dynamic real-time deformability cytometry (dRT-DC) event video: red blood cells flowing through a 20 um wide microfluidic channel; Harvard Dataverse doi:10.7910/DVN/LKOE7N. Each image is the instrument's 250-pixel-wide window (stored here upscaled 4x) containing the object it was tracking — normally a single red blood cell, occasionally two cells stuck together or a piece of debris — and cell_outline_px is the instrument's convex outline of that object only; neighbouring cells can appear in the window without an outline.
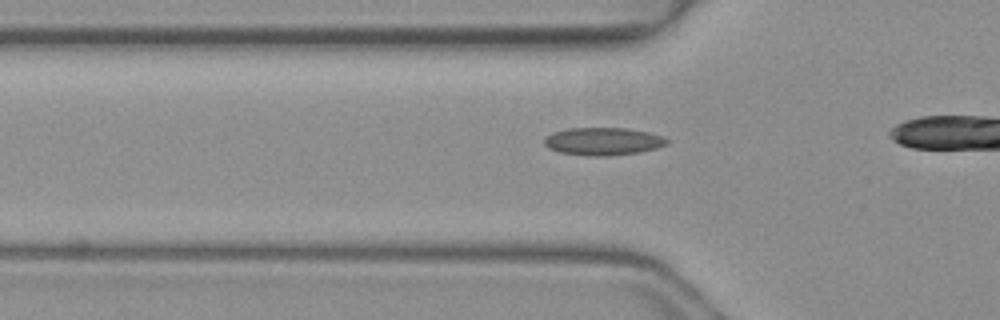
{"species": "common noctule bat (a hibernating species)", "species_latin": "Nyctalus noctula", "temperature_condition": "warm", "stored_images_in_passage": 13, "camera_frame_rate_fps": 3000, "um_per_image_px": 0.085, "animal": {"sex": "female", "body_mass_g": 19.3, "forearm_length_mm": 54.1}, "frame": {"image": 1, "passage_image": 8, "time_ms": 2.333, "image_size_px": [1000, 320], "cell_outline_px": [[668, 144], [656, 148], [640, 152], [604, 156], [592, 156], [560, 152], [548, 148], [544, 144], [544, 140], [552, 132], [568, 128], [628, 128], [648, 132], [664, 136], [668, 140]], "centroid_in_image_um": [51.28, 12.01], "position_along_channel_um": 74.5, "area_um2": 19.77}}
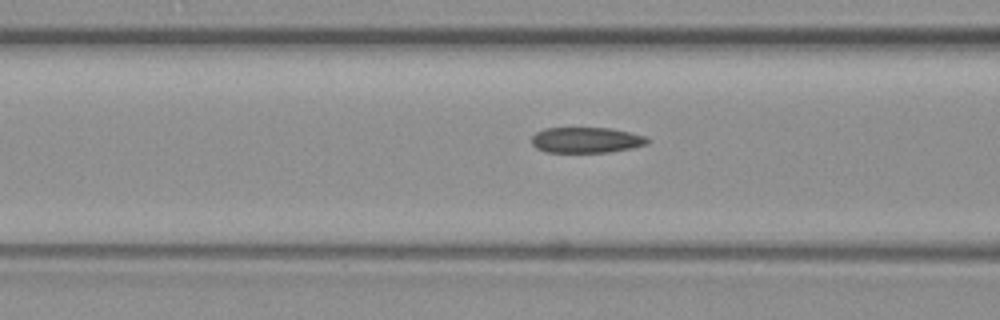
{"frame": {"image": 2, "passage_image": 11, "time_ms": 3.333, "image_size_px": [1000, 320], "cell_outline_px": [[648, 140], [644, 144], [632, 148], [608, 152], [544, 152], [536, 148], [532, 144], [532, 136], [536, 132], [544, 128], [612, 128], [644, 136]], "centroid_in_image_um": [49.76, 11.9], "position_along_channel_um": 116.8, "area_um2": 17.17}}